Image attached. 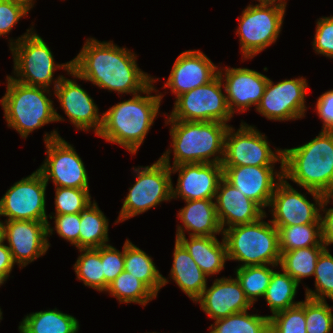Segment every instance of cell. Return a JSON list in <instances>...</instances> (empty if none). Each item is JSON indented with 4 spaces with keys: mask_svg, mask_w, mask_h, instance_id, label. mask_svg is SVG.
I'll list each match as a JSON object with an SVG mask.
<instances>
[{
    "mask_svg": "<svg viewBox=\"0 0 333 333\" xmlns=\"http://www.w3.org/2000/svg\"><path fill=\"white\" fill-rule=\"evenodd\" d=\"M137 56L126 47H118L113 41L86 39L78 55L71 60L74 78L92 82L93 85L118 95L143 93L154 78L137 65Z\"/></svg>",
    "mask_w": 333,
    "mask_h": 333,
    "instance_id": "1",
    "label": "cell"
},
{
    "mask_svg": "<svg viewBox=\"0 0 333 333\" xmlns=\"http://www.w3.org/2000/svg\"><path fill=\"white\" fill-rule=\"evenodd\" d=\"M154 81L141 93L132 95L131 99L113 105L102 113V126L97 134L107 142L115 143L136 154L147 133L159 114L163 94L151 95L155 89Z\"/></svg>",
    "mask_w": 333,
    "mask_h": 333,
    "instance_id": "2",
    "label": "cell"
},
{
    "mask_svg": "<svg viewBox=\"0 0 333 333\" xmlns=\"http://www.w3.org/2000/svg\"><path fill=\"white\" fill-rule=\"evenodd\" d=\"M282 152L285 180L325 196L333 192V131H321L302 146Z\"/></svg>",
    "mask_w": 333,
    "mask_h": 333,
    "instance_id": "3",
    "label": "cell"
},
{
    "mask_svg": "<svg viewBox=\"0 0 333 333\" xmlns=\"http://www.w3.org/2000/svg\"><path fill=\"white\" fill-rule=\"evenodd\" d=\"M169 123L172 138L170 146L174 153L171 166L191 163L222 164L225 136L230 125L217 121L165 120L166 125Z\"/></svg>",
    "mask_w": 333,
    "mask_h": 333,
    "instance_id": "4",
    "label": "cell"
},
{
    "mask_svg": "<svg viewBox=\"0 0 333 333\" xmlns=\"http://www.w3.org/2000/svg\"><path fill=\"white\" fill-rule=\"evenodd\" d=\"M7 90L0 99L4 110L7 126L15 129L22 138L35 129L64 118L54 109L50 96V89L26 85L18 82L9 75L6 76Z\"/></svg>",
    "mask_w": 333,
    "mask_h": 333,
    "instance_id": "5",
    "label": "cell"
},
{
    "mask_svg": "<svg viewBox=\"0 0 333 333\" xmlns=\"http://www.w3.org/2000/svg\"><path fill=\"white\" fill-rule=\"evenodd\" d=\"M224 228L223 238L227 246V258L238 261L239 267L254 265H279L280 247L278 229L263 219Z\"/></svg>",
    "mask_w": 333,
    "mask_h": 333,
    "instance_id": "6",
    "label": "cell"
},
{
    "mask_svg": "<svg viewBox=\"0 0 333 333\" xmlns=\"http://www.w3.org/2000/svg\"><path fill=\"white\" fill-rule=\"evenodd\" d=\"M33 27L16 40L10 39L9 48L14 59V76L12 79L26 85L44 87L50 89L55 87L64 77L59 75L55 80L54 72L57 69L70 71L71 60L67 63L56 64L52 51L45 41L35 31ZM14 41V42H13ZM51 84V85H50Z\"/></svg>",
    "mask_w": 333,
    "mask_h": 333,
    "instance_id": "7",
    "label": "cell"
},
{
    "mask_svg": "<svg viewBox=\"0 0 333 333\" xmlns=\"http://www.w3.org/2000/svg\"><path fill=\"white\" fill-rule=\"evenodd\" d=\"M249 4L238 17L239 36L243 59H252L276 42L280 35L287 3L273 0H257Z\"/></svg>",
    "mask_w": 333,
    "mask_h": 333,
    "instance_id": "8",
    "label": "cell"
},
{
    "mask_svg": "<svg viewBox=\"0 0 333 333\" xmlns=\"http://www.w3.org/2000/svg\"><path fill=\"white\" fill-rule=\"evenodd\" d=\"M132 169L136 172L135 184L129 188L115 224L172 199V174L161 158L150 166Z\"/></svg>",
    "mask_w": 333,
    "mask_h": 333,
    "instance_id": "9",
    "label": "cell"
},
{
    "mask_svg": "<svg viewBox=\"0 0 333 333\" xmlns=\"http://www.w3.org/2000/svg\"><path fill=\"white\" fill-rule=\"evenodd\" d=\"M46 147L43 164L37 169L44 180H52L55 187L89 189L85 165L73 145L62 138L56 130L44 134Z\"/></svg>",
    "mask_w": 333,
    "mask_h": 333,
    "instance_id": "10",
    "label": "cell"
},
{
    "mask_svg": "<svg viewBox=\"0 0 333 333\" xmlns=\"http://www.w3.org/2000/svg\"><path fill=\"white\" fill-rule=\"evenodd\" d=\"M223 82L217 75L209 83L182 93L176 97L174 108L166 119L180 121H217L228 123L231 120L226 100L222 91Z\"/></svg>",
    "mask_w": 333,
    "mask_h": 333,
    "instance_id": "11",
    "label": "cell"
},
{
    "mask_svg": "<svg viewBox=\"0 0 333 333\" xmlns=\"http://www.w3.org/2000/svg\"><path fill=\"white\" fill-rule=\"evenodd\" d=\"M269 144L265 134L255 126L243 121L237 131L229 126L222 166H274L277 161L283 165L282 149L277 148L274 152Z\"/></svg>",
    "mask_w": 333,
    "mask_h": 333,
    "instance_id": "12",
    "label": "cell"
},
{
    "mask_svg": "<svg viewBox=\"0 0 333 333\" xmlns=\"http://www.w3.org/2000/svg\"><path fill=\"white\" fill-rule=\"evenodd\" d=\"M47 182L36 170L15 182L0 199V217L6 220L48 221L46 215Z\"/></svg>",
    "mask_w": 333,
    "mask_h": 333,
    "instance_id": "13",
    "label": "cell"
},
{
    "mask_svg": "<svg viewBox=\"0 0 333 333\" xmlns=\"http://www.w3.org/2000/svg\"><path fill=\"white\" fill-rule=\"evenodd\" d=\"M307 191L313 196L315 203L307 200L304 194L298 192L287 180L282 178L276 185L269 204L273 216V219L269 221L274 226L321 223L320 213L325 195L310 189Z\"/></svg>",
    "mask_w": 333,
    "mask_h": 333,
    "instance_id": "14",
    "label": "cell"
},
{
    "mask_svg": "<svg viewBox=\"0 0 333 333\" xmlns=\"http://www.w3.org/2000/svg\"><path fill=\"white\" fill-rule=\"evenodd\" d=\"M308 90L304 77L275 83L269 78L256 112L274 121L298 120L305 117Z\"/></svg>",
    "mask_w": 333,
    "mask_h": 333,
    "instance_id": "15",
    "label": "cell"
},
{
    "mask_svg": "<svg viewBox=\"0 0 333 333\" xmlns=\"http://www.w3.org/2000/svg\"><path fill=\"white\" fill-rule=\"evenodd\" d=\"M171 151L170 148L167 149L160 158L169 165L171 174L179 172L176 188H173L172 183V199H214L219 182L223 178L222 164L191 163L171 167Z\"/></svg>",
    "mask_w": 333,
    "mask_h": 333,
    "instance_id": "16",
    "label": "cell"
},
{
    "mask_svg": "<svg viewBox=\"0 0 333 333\" xmlns=\"http://www.w3.org/2000/svg\"><path fill=\"white\" fill-rule=\"evenodd\" d=\"M49 221L5 220L3 240H7L14 262L21 267L46 254L50 243Z\"/></svg>",
    "mask_w": 333,
    "mask_h": 333,
    "instance_id": "17",
    "label": "cell"
},
{
    "mask_svg": "<svg viewBox=\"0 0 333 333\" xmlns=\"http://www.w3.org/2000/svg\"><path fill=\"white\" fill-rule=\"evenodd\" d=\"M222 167L223 178L263 210L269 207L275 187L283 178V165H280V171H275V166Z\"/></svg>",
    "mask_w": 333,
    "mask_h": 333,
    "instance_id": "18",
    "label": "cell"
},
{
    "mask_svg": "<svg viewBox=\"0 0 333 333\" xmlns=\"http://www.w3.org/2000/svg\"><path fill=\"white\" fill-rule=\"evenodd\" d=\"M218 75L223 82L228 108L233 116L235 112L243 113L252 105L255 108L259 105L269 79L248 68H219Z\"/></svg>",
    "mask_w": 333,
    "mask_h": 333,
    "instance_id": "19",
    "label": "cell"
},
{
    "mask_svg": "<svg viewBox=\"0 0 333 333\" xmlns=\"http://www.w3.org/2000/svg\"><path fill=\"white\" fill-rule=\"evenodd\" d=\"M53 94L77 130L90 131L93 129L96 135L99 133L102 126L99 109L91 96L81 85L77 84L75 79L63 77L55 87Z\"/></svg>",
    "mask_w": 333,
    "mask_h": 333,
    "instance_id": "20",
    "label": "cell"
},
{
    "mask_svg": "<svg viewBox=\"0 0 333 333\" xmlns=\"http://www.w3.org/2000/svg\"><path fill=\"white\" fill-rule=\"evenodd\" d=\"M218 75V66L199 50H186L175 60L164 85L178 97L182 93L209 83Z\"/></svg>",
    "mask_w": 333,
    "mask_h": 333,
    "instance_id": "21",
    "label": "cell"
},
{
    "mask_svg": "<svg viewBox=\"0 0 333 333\" xmlns=\"http://www.w3.org/2000/svg\"><path fill=\"white\" fill-rule=\"evenodd\" d=\"M212 320H218L231 314L252 308L236 278H217L211 287H205L202 295L195 301Z\"/></svg>",
    "mask_w": 333,
    "mask_h": 333,
    "instance_id": "22",
    "label": "cell"
},
{
    "mask_svg": "<svg viewBox=\"0 0 333 333\" xmlns=\"http://www.w3.org/2000/svg\"><path fill=\"white\" fill-rule=\"evenodd\" d=\"M216 214L222 231L257 221L266 212L236 187L222 178L214 198Z\"/></svg>",
    "mask_w": 333,
    "mask_h": 333,
    "instance_id": "23",
    "label": "cell"
},
{
    "mask_svg": "<svg viewBox=\"0 0 333 333\" xmlns=\"http://www.w3.org/2000/svg\"><path fill=\"white\" fill-rule=\"evenodd\" d=\"M214 199L185 201L186 206L177 213L182 225H177L176 236H215L223 234L216 214ZM192 231V232H191Z\"/></svg>",
    "mask_w": 333,
    "mask_h": 333,
    "instance_id": "24",
    "label": "cell"
},
{
    "mask_svg": "<svg viewBox=\"0 0 333 333\" xmlns=\"http://www.w3.org/2000/svg\"><path fill=\"white\" fill-rule=\"evenodd\" d=\"M189 238H186V235L176 236L207 277L220 273L228 261L224 238L222 237V242L216 236H189Z\"/></svg>",
    "mask_w": 333,
    "mask_h": 333,
    "instance_id": "25",
    "label": "cell"
},
{
    "mask_svg": "<svg viewBox=\"0 0 333 333\" xmlns=\"http://www.w3.org/2000/svg\"><path fill=\"white\" fill-rule=\"evenodd\" d=\"M206 277L185 247L176 239L170 278L195 303L207 286Z\"/></svg>",
    "mask_w": 333,
    "mask_h": 333,
    "instance_id": "26",
    "label": "cell"
},
{
    "mask_svg": "<svg viewBox=\"0 0 333 333\" xmlns=\"http://www.w3.org/2000/svg\"><path fill=\"white\" fill-rule=\"evenodd\" d=\"M151 256L130 240L124 243V270L142 281L156 296L167 280L155 266Z\"/></svg>",
    "mask_w": 333,
    "mask_h": 333,
    "instance_id": "27",
    "label": "cell"
},
{
    "mask_svg": "<svg viewBox=\"0 0 333 333\" xmlns=\"http://www.w3.org/2000/svg\"><path fill=\"white\" fill-rule=\"evenodd\" d=\"M79 321L57 308L27 314L18 326L20 333H78Z\"/></svg>",
    "mask_w": 333,
    "mask_h": 333,
    "instance_id": "28",
    "label": "cell"
},
{
    "mask_svg": "<svg viewBox=\"0 0 333 333\" xmlns=\"http://www.w3.org/2000/svg\"><path fill=\"white\" fill-rule=\"evenodd\" d=\"M108 219L95 200L80 212L79 249L108 245Z\"/></svg>",
    "mask_w": 333,
    "mask_h": 333,
    "instance_id": "29",
    "label": "cell"
},
{
    "mask_svg": "<svg viewBox=\"0 0 333 333\" xmlns=\"http://www.w3.org/2000/svg\"><path fill=\"white\" fill-rule=\"evenodd\" d=\"M282 271V273L273 271L269 286L263 296L272 312V315H268L269 317L301 302L294 300L299 284L284 270Z\"/></svg>",
    "mask_w": 333,
    "mask_h": 333,
    "instance_id": "30",
    "label": "cell"
},
{
    "mask_svg": "<svg viewBox=\"0 0 333 333\" xmlns=\"http://www.w3.org/2000/svg\"><path fill=\"white\" fill-rule=\"evenodd\" d=\"M325 246H313L281 252L280 267L298 284L301 280L314 276L317 259Z\"/></svg>",
    "mask_w": 333,
    "mask_h": 333,
    "instance_id": "31",
    "label": "cell"
},
{
    "mask_svg": "<svg viewBox=\"0 0 333 333\" xmlns=\"http://www.w3.org/2000/svg\"><path fill=\"white\" fill-rule=\"evenodd\" d=\"M105 292L117 298L119 303H137L142 306L157 297L142 281L125 270L109 284Z\"/></svg>",
    "mask_w": 333,
    "mask_h": 333,
    "instance_id": "32",
    "label": "cell"
},
{
    "mask_svg": "<svg viewBox=\"0 0 333 333\" xmlns=\"http://www.w3.org/2000/svg\"><path fill=\"white\" fill-rule=\"evenodd\" d=\"M275 227L279 233L280 252L324 246L321 239V223Z\"/></svg>",
    "mask_w": 333,
    "mask_h": 333,
    "instance_id": "33",
    "label": "cell"
},
{
    "mask_svg": "<svg viewBox=\"0 0 333 333\" xmlns=\"http://www.w3.org/2000/svg\"><path fill=\"white\" fill-rule=\"evenodd\" d=\"M209 333H270L269 316L250 314L248 310L215 320Z\"/></svg>",
    "mask_w": 333,
    "mask_h": 333,
    "instance_id": "34",
    "label": "cell"
},
{
    "mask_svg": "<svg viewBox=\"0 0 333 333\" xmlns=\"http://www.w3.org/2000/svg\"><path fill=\"white\" fill-rule=\"evenodd\" d=\"M78 250L81 254L73 266L77 279L83 281L85 286L105 292L101 247Z\"/></svg>",
    "mask_w": 333,
    "mask_h": 333,
    "instance_id": "35",
    "label": "cell"
},
{
    "mask_svg": "<svg viewBox=\"0 0 333 333\" xmlns=\"http://www.w3.org/2000/svg\"><path fill=\"white\" fill-rule=\"evenodd\" d=\"M279 265H254L236 268V279L239 281L241 288L244 290L246 297L254 305L259 297L264 296L271 276L273 274L272 267ZM255 301V302H254Z\"/></svg>",
    "mask_w": 333,
    "mask_h": 333,
    "instance_id": "36",
    "label": "cell"
},
{
    "mask_svg": "<svg viewBox=\"0 0 333 333\" xmlns=\"http://www.w3.org/2000/svg\"><path fill=\"white\" fill-rule=\"evenodd\" d=\"M325 248L317 259L314 272L315 290L308 287L305 290V297L313 300H324L325 297L333 301V256Z\"/></svg>",
    "mask_w": 333,
    "mask_h": 333,
    "instance_id": "37",
    "label": "cell"
},
{
    "mask_svg": "<svg viewBox=\"0 0 333 333\" xmlns=\"http://www.w3.org/2000/svg\"><path fill=\"white\" fill-rule=\"evenodd\" d=\"M270 333H307L305 300L269 317Z\"/></svg>",
    "mask_w": 333,
    "mask_h": 333,
    "instance_id": "38",
    "label": "cell"
},
{
    "mask_svg": "<svg viewBox=\"0 0 333 333\" xmlns=\"http://www.w3.org/2000/svg\"><path fill=\"white\" fill-rule=\"evenodd\" d=\"M333 306L326 300L305 297V319L307 333H331L333 331Z\"/></svg>",
    "mask_w": 333,
    "mask_h": 333,
    "instance_id": "39",
    "label": "cell"
},
{
    "mask_svg": "<svg viewBox=\"0 0 333 333\" xmlns=\"http://www.w3.org/2000/svg\"><path fill=\"white\" fill-rule=\"evenodd\" d=\"M55 214H76L82 212L91 203L89 189L55 187Z\"/></svg>",
    "mask_w": 333,
    "mask_h": 333,
    "instance_id": "40",
    "label": "cell"
},
{
    "mask_svg": "<svg viewBox=\"0 0 333 333\" xmlns=\"http://www.w3.org/2000/svg\"><path fill=\"white\" fill-rule=\"evenodd\" d=\"M52 220L54 218V228L48 222V237L56 230L59 237L63 238L71 245H75L79 249V231H80V213L76 214H63V215H49ZM54 229V230H53Z\"/></svg>",
    "mask_w": 333,
    "mask_h": 333,
    "instance_id": "41",
    "label": "cell"
},
{
    "mask_svg": "<svg viewBox=\"0 0 333 333\" xmlns=\"http://www.w3.org/2000/svg\"><path fill=\"white\" fill-rule=\"evenodd\" d=\"M30 10L18 0H0V37H6L22 17H27Z\"/></svg>",
    "mask_w": 333,
    "mask_h": 333,
    "instance_id": "42",
    "label": "cell"
},
{
    "mask_svg": "<svg viewBox=\"0 0 333 333\" xmlns=\"http://www.w3.org/2000/svg\"><path fill=\"white\" fill-rule=\"evenodd\" d=\"M122 252L112 245L101 246V261L105 276V291L109 284L124 271V245Z\"/></svg>",
    "mask_w": 333,
    "mask_h": 333,
    "instance_id": "43",
    "label": "cell"
},
{
    "mask_svg": "<svg viewBox=\"0 0 333 333\" xmlns=\"http://www.w3.org/2000/svg\"><path fill=\"white\" fill-rule=\"evenodd\" d=\"M313 48L317 54L333 58V16L319 18Z\"/></svg>",
    "mask_w": 333,
    "mask_h": 333,
    "instance_id": "44",
    "label": "cell"
},
{
    "mask_svg": "<svg viewBox=\"0 0 333 333\" xmlns=\"http://www.w3.org/2000/svg\"><path fill=\"white\" fill-rule=\"evenodd\" d=\"M315 105L319 119L323 122L321 131H333V89L320 95Z\"/></svg>",
    "mask_w": 333,
    "mask_h": 333,
    "instance_id": "45",
    "label": "cell"
},
{
    "mask_svg": "<svg viewBox=\"0 0 333 333\" xmlns=\"http://www.w3.org/2000/svg\"><path fill=\"white\" fill-rule=\"evenodd\" d=\"M330 200L331 196L326 195L321 206V212L323 211L325 215H323L324 213L320 214L321 239L326 248L333 244V208H325Z\"/></svg>",
    "mask_w": 333,
    "mask_h": 333,
    "instance_id": "46",
    "label": "cell"
},
{
    "mask_svg": "<svg viewBox=\"0 0 333 333\" xmlns=\"http://www.w3.org/2000/svg\"><path fill=\"white\" fill-rule=\"evenodd\" d=\"M15 264L10 249L4 244V240L0 241V283L7 281Z\"/></svg>",
    "mask_w": 333,
    "mask_h": 333,
    "instance_id": "47",
    "label": "cell"
},
{
    "mask_svg": "<svg viewBox=\"0 0 333 333\" xmlns=\"http://www.w3.org/2000/svg\"><path fill=\"white\" fill-rule=\"evenodd\" d=\"M22 3H25L30 9H32L34 6L35 1L34 0H18Z\"/></svg>",
    "mask_w": 333,
    "mask_h": 333,
    "instance_id": "48",
    "label": "cell"
},
{
    "mask_svg": "<svg viewBox=\"0 0 333 333\" xmlns=\"http://www.w3.org/2000/svg\"><path fill=\"white\" fill-rule=\"evenodd\" d=\"M3 229H4V222L0 220V241L3 240Z\"/></svg>",
    "mask_w": 333,
    "mask_h": 333,
    "instance_id": "49",
    "label": "cell"
},
{
    "mask_svg": "<svg viewBox=\"0 0 333 333\" xmlns=\"http://www.w3.org/2000/svg\"><path fill=\"white\" fill-rule=\"evenodd\" d=\"M2 311H1V308H0V320H2L3 316H2ZM1 322V321H0Z\"/></svg>",
    "mask_w": 333,
    "mask_h": 333,
    "instance_id": "50",
    "label": "cell"
},
{
    "mask_svg": "<svg viewBox=\"0 0 333 333\" xmlns=\"http://www.w3.org/2000/svg\"><path fill=\"white\" fill-rule=\"evenodd\" d=\"M273 1H281V2L286 3V0H273Z\"/></svg>",
    "mask_w": 333,
    "mask_h": 333,
    "instance_id": "51",
    "label": "cell"
},
{
    "mask_svg": "<svg viewBox=\"0 0 333 333\" xmlns=\"http://www.w3.org/2000/svg\"><path fill=\"white\" fill-rule=\"evenodd\" d=\"M331 199H332V204H333V192L330 194Z\"/></svg>",
    "mask_w": 333,
    "mask_h": 333,
    "instance_id": "52",
    "label": "cell"
}]
</instances>
